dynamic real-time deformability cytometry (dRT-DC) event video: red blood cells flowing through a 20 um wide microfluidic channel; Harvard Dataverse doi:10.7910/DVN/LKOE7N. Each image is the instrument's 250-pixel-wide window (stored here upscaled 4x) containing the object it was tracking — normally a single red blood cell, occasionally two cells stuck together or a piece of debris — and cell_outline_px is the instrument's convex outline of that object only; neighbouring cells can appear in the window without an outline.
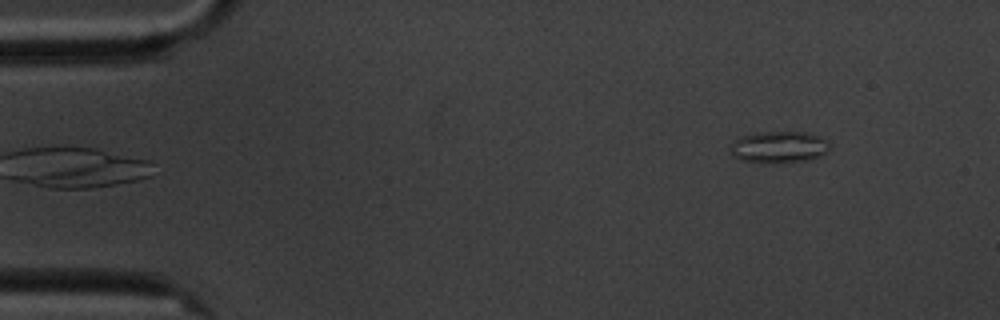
{"species": "common noctule bat (a hibernating species)", "species_latin": "Nyctalus noctula", "temperature_condition": "cold", "stored_images_in_passage": 5, "camera_frame_rate_fps": 3000, "um_per_image_px": 0.085, "animal": {"sex": "male", "body_mass_g": 20.1, "forearm_length_mm": 53.5}, "frame": {"image": 1, "passage_image": 5, "time_ms": 4.667, "image_size_px": [1000, 320], "cell_outline_px": [[832, 148], [808, 160], [772, 164], [760, 164], [744, 160], [732, 156], [728, 148], [732, 140], [740, 136], [756, 132], [804, 132], [820, 136], [828, 140]], "centroid_in_image_um": [66.14, 12.5], "position_along_channel_um": 18.9, "area_um2": 18.84}}